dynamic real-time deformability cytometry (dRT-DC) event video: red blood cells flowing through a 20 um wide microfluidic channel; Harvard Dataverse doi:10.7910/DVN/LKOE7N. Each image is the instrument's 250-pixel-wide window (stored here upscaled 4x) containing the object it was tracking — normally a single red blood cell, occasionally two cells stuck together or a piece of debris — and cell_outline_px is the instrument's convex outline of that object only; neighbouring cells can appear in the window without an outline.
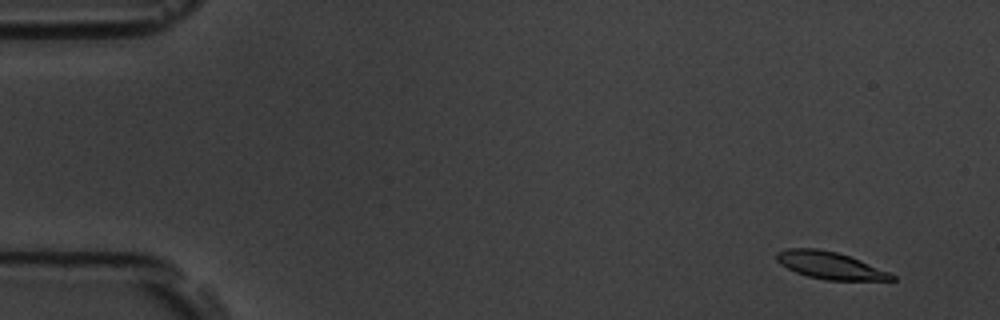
{"species": "common noctule bat (a hibernating species)", "species_latin": "Nyctalus noctula", "temperature_condition": "room temperature", "stored_images_in_passage": 55, "camera_frame_rate_fps": 3000, "um_per_image_px": 0.085, "animal": {"sex": "male", "body_mass_g": 19.5, "forearm_length_mm": 54.6}, "frame": {"image": 1, "passage_image": 1, "time_ms": 0.0, "image_size_px": [1000, 320], "cell_outline_px": [[896, 280], [824, 280], [808, 276], [796, 272], [780, 264], [776, 260], [776, 252], [788, 248], [816, 248], [836, 252], [860, 260], [888, 272], [896, 276]], "centroid_in_image_um": [70.52, 22.55], "position_along_channel_um": 14.5, "area_um2": 18.09}}
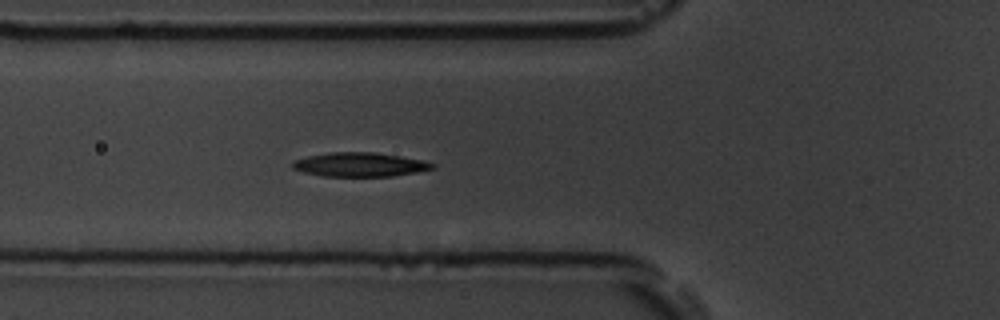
{"frame": {"image": 2, "passage_image": 18, "time_ms": 5.667, "image_size_px": [1000, 320], "cell_outline_px": [[436, 168], [420, 172], [392, 176], [324, 176], [304, 172], [292, 168], [292, 164], [296, 160], [308, 156], [328, 152], [376, 152], [400, 156], [420, 160], [436, 164]], "centroid_in_image_um": [30.63, 13.99], "position_along_channel_um": 95.2, "area_um2": 19.59}}
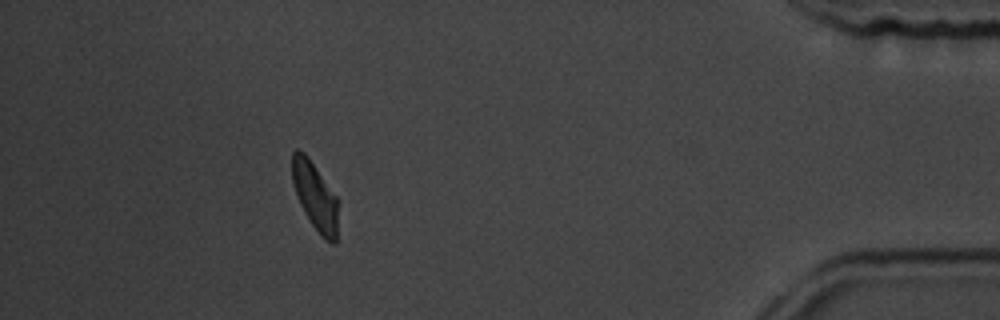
{"frame": {"image": 3, "passage_image": 49, "time_ms": 16.0, "image_size_px": [1000, 320], "cell_outline_px": [[340, 204], [336, 244], [332, 244], [324, 240], [320, 236], [304, 212], [300, 204], [292, 180], [292, 152], [296, 148], [304, 152], [340, 200]], "centroid_in_image_um": [26.84, 16.74], "position_along_channel_um": 408.4, "area_um2": 18.61}, "authors_computed_cell_mechanics": {"area_um2": 19.3052, "velocity_mm_per_s": 3.5518, "shape_relaxation_time_tau1_ms": 2.9391, "shape_relaxation_time_tau2_ms": 4.3422, "deformation_change_tau1": 0.1288, "deformation_change_tau2": 0.0757}}